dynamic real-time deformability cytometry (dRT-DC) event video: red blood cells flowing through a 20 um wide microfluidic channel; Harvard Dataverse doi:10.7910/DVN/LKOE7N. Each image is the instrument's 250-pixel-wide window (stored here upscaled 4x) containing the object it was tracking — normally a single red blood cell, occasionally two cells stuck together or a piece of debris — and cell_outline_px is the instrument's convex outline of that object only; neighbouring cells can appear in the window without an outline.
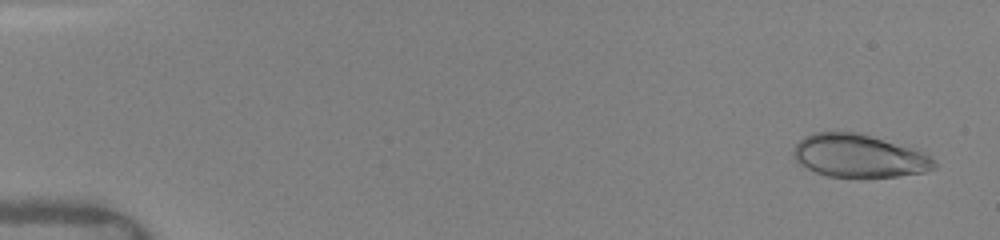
{"species": "human", "species_latin": "Homo sapiens", "temperature_condition": "warm", "stored_images_in_passage": 42, "camera_frame_rate_fps": 3000, "um_per_image_px": 0.085, "donor": {"sex": "female"}, "frame": {"image": 1, "passage_image": 2, "time_ms": 0.333, "image_size_px": [1000, 240], "cell_outline_px": [[936, 168], [924, 172], [896, 176], [828, 176], [816, 172], [800, 164], [792, 156], [792, 152], [796, 144], [804, 136], [812, 132], [860, 132], [912, 148], [932, 156], [936, 160]], "centroid_in_image_um": [73.01, 13.23], "position_along_channel_um": 12.0, "area_um2": 35.14}}
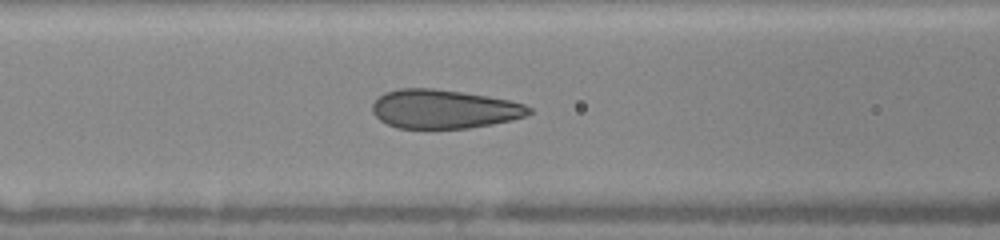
{"frame": {"image": 2, "passage_image": 18, "time_ms": 6.667, "image_size_px": [1000, 240], "cell_outline_px": [[532, 112], [524, 116], [512, 120], [492, 124], [468, 128], [396, 128], [380, 120], [372, 112], [372, 104], [384, 92], [400, 88], [432, 88], [488, 96], [508, 100], [524, 104], [532, 108]], "centroid_in_image_um": [37.72, 9.27], "position_along_channel_um": 128.9, "area_um2": 35.37}}
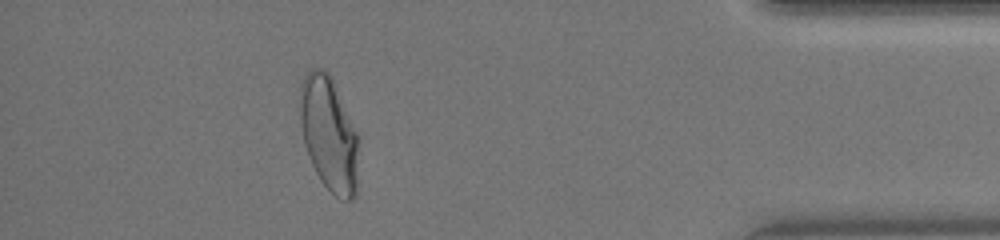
{"frame": {"image": 3, "passage_image": 38, "time_ms": 14.333, "image_size_px": [1000, 240], "cell_outline_px": [[360, 140], [356, 196], [352, 200], [344, 200], [336, 196], [320, 180], [308, 156], [304, 144], [300, 124], [300, 84], [304, 76], [312, 68], [324, 68], [332, 76], [360, 136]], "centroid_in_image_um": [28.0, 11.36], "position_along_channel_um": 407.2, "area_um2": 40.11}, "authors_computed_cell_mechanics": {"area_um2": 35.8071, "velocity_mm_per_s": 4.1444, "shape_relaxation_time_tau1_ms": 5.3886, "shape_relaxation_time_tau2_ms": null, "deformation_change_tau1": 0.1879, "deformation_change_tau2": null}}